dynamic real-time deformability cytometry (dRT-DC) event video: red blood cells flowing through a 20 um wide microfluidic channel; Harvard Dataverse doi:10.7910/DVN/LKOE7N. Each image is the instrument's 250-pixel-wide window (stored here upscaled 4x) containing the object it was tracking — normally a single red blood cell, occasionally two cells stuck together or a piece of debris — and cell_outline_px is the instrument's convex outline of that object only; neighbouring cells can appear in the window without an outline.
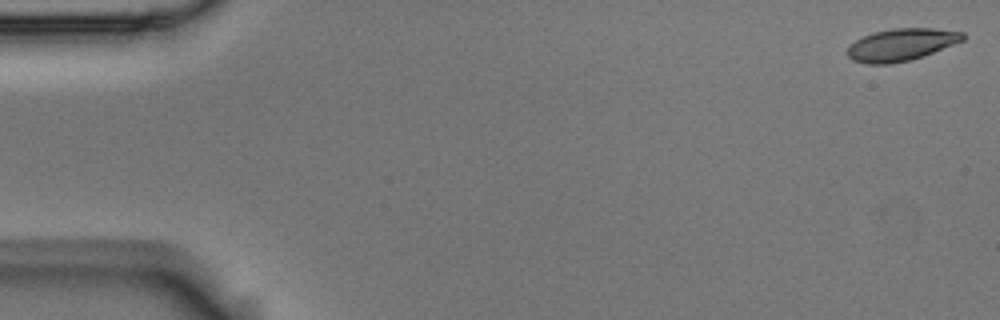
{"species": "Egyptian fruit bat (a non-hibernating species)", "species_latin": "Rousettus aegyptiacus", "temperature_condition": "room temperature", "stored_images_in_passage": 17, "camera_frame_rate_fps": 3000, "um_per_image_px": 0.085, "animal": {"sex": "male"}, "frame": {"image": 1, "passage_image": 1, "time_ms": 0.0, "image_size_px": [1000, 320], "cell_outline_px": [[964, 40], [924, 56], [912, 60], [888, 64], [868, 64], [852, 60], [848, 56], [848, 48], [856, 40], [872, 32], [892, 28], [932, 28], [964, 32]], "centroid_in_image_um": [76.62, 3.8], "position_along_channel_um": 8.4, "area_um2": 21.68}}
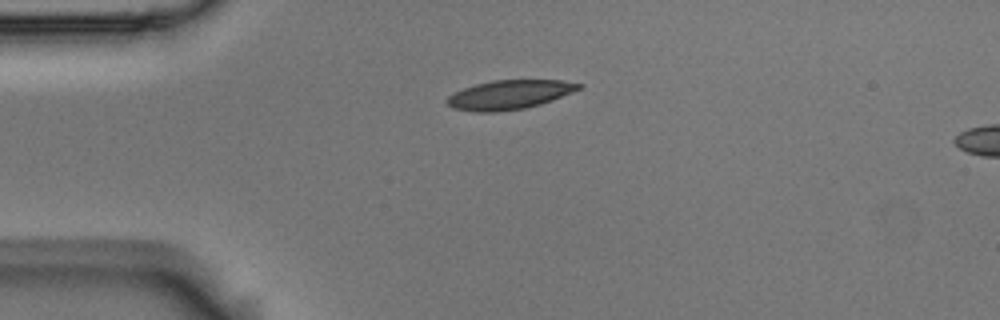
{"frame": {"image": 2, "passage_image": 13, "time_ms": 4.0, "image_size_px": [1000, 320], "cell_outline_px": [[584, 84], [580, 88], [572, 92], [552, 100], [540, 104], [524, 108], [496, 112], [476, 112], [452, 108], [444, 100], [448, 96], [464, 88], [476, 84], [492, 80], [560, 80]], "centroid_in_image_um": [43.28, 8.05], "position_along_channel_um": 41.7, "area_um2": 22.25}}